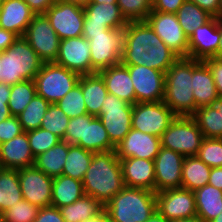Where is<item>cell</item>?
Here are the masks:
<instances>
[{"label":"cell","instance_id":"obj_1","mask_svg":"<svg viewBox=\"0 0 222 222\" xmlns=\"http://www.w3.org/2000/svg\"><path fill=\"white\" fill-rule=\"evenodd\" d=\"M179 57L146 21H131L124 28L122 65H145L164 73Z\"/></svg>","mask_w":222,"mask_h":222},{"label":"cell","instance_id":"obj_2","mask_svg":"<svg viewBox=\"0 0 222 222\" xmlns=\"http://www.w3.org/2000/svg\"><path fill=\"white\" fill-rule=\"evenodd\" d=\"M84 193L106 205L124 187L122 168L115 150L96 152L82 181Z\"/></svg>","mask_w":222,"mask_h":222},{"label":"cell","instance_id":"obj_3","mask_svg":"<svg viewBox=\"0 0 222 222\" xmlns=\"http://www.w3.org/2000/svg\"><path fill=\"white\" fill-rule=\"evenodd\" d=\"M192 86V58L179 57L165 73L163 102L177 116H192L197 107Z\"/></svg>","mask_w":222,"mask_h":222},{"label":"cell","instance_id":"obj_4","mask_svg":"<svg viewBox=\"0 0 222 222\" xmlns=\"http://www.w3.org/2000/svg\"><path fill=\"white\" fill-rule=\"evenodd\" d=\"M104 210L113 222H145L156 210V193L125 186L104 205Z\"/></svg>","mask_w":222,"mask_h":222},{"label":"cell","instance_id":"obj_5","mask_svg":"<svg viewBox=\"0 0 222 222\" xmlns=\"http://www.w3.org/2000/svg\"><path fill=\"white\" fill-rule=\"evenodd\" d=\"M1 83L13 84L33 80L43 65L24 37H18L6 50L0 51Z\"/></svg>","mask_w":222,"mask_h":222},{"label":"cell","instance_id":"obj_6","mask_svg":"<svg viewBox=\"0 0 222 222\" xmlns=\"http://www.w3.org/2000/svg\"><path fill=\"white\" fill-rule=\"evenodd\" d=\"M80 77V74L55 62H44L33 79L36 94L50 104H56L78 84Z\"/></svg>","mask_w":222,"mask_h":222},{"label":"cell","instance_id":"obj_7","mask_svg":"<svg viewBox=\"0 0 222 222\" xmlns=\"http://www.w3.org/2000/svg\"><path fill=\"white\" fill-rule=\"evenodd\" d=\"M203 139V133L192 116H176L160 137L161 147L184 157L197 156Z\"/></svg>","mask_w":222,"mask_h":222},{"label":"cell","instance_id":"obj_8","mask_svg":"<svg viewBox=\"0 0 222 222\" xmlns=\"http://www.w3.org/2000/svg\"><path fill=\"white\" fill-rule=\"evenodd\" d=\"M89 42L92 74L120 64L124 48V29H112L98 35H82Z\"/></svg>","mask_w":222,"mask_h":222},{"label":"cell","instance_id":"obj_9","mask_svg":"<svg viewBox=\"0 0 222 222\" xmlns=\"http://www.w3.org/2000/svg\"><path fill=\"white\" fill-rule=\"evenodd\" d=\"M133 105L108 93L102 102L100 113L96 116L107 130L110 142L116 147L132 128Z\"/></svg>","mask_w":222,"mask_h":222},{"label":"cell","instance_id":"obj_10","mask_svg":"<svg viewBox=\"0 0 222 222\" xmlns=\"http://www.w3.org/2000/svg\"><path fill=\"white\" fill-rule=\"evenodd\" d=\"M176 116L163 101L135 103L131 124L135 130L161 137Z\"/></svg>","mask_w":222,"mask_h":222},{"label":"cell","instance_id":"obj_11","mask_svg":"<svg viewBox=\"0 0 222 222\" xmlns=\"http://www.w3.org/2000/svg\"><path fill=\"white\" fill-rule=\"evenodd\" d=\"M60 40L80 37L83 33L84 8L56 0L44 13Z\"/></svg>","mask_w":222,"mask_h":222},{"label":"cell","instance_id":"obj_12","mask_svg":"<svg viewBox=\"0 0 222 222\" xmlns=\"http://www.w3.org/2000/svg\"><path fill=\"white\" fill-rule=\"evenodd\" d=\"M43 62H55L60 38L44 14L35 15L23 36Z\"/></svg>","mask_w":222,"mask_h":222},{"label":"cell","instance_id":"obj_13","mask_svg":"<svg viewBox=\"0 0 222 222\" xmlns=\"http://www.w3.org/2000/svg\"><path fill=\"white\" fill-rule=\"evenodd\" d=\"M145 21L178 57H188V37L176 14L151 11Z\"/></svg>","mask_w":222,"mask_h":222},{"label":"cell","instance_id":"obj_14","mask_svg":"<svg viewBox=\"0 0 222 222\" xmlns=\"http://www.w3.org/2000/svg\"><path fill=\"white\" fill-rule=\"evenodd\" d=\"M133 82L136 103L164 100L165 73L145 65H124Z\"/></svg>","mask_w":222,"mask_h":222},{"label":"cell","instance_id":"obj_15","mask_svg":"<svg viewBox=\"0 0 222 222\" xmlns=\"http://www.w3.org/2000/svg\"><path fill=\"white\" fill-rule=\"evenodd\" d=\"M156 210L168 221L196 217L195 193L184 188L160 191L156 193Z\"/></svg>","mask_w":222,"mask_h":222},{"label":"cell","instance_id":"obj_16","mask_svg":"<svg viewBox=\"0 0 222 222\" xmlns=\"http://www.w3.org/2000/svg\"><path fill=\"white\" fill-rule=\"evenodd\" d=\"M23 199L39 208L50 207L53 178L35 166L18 170Z\"/></svg>","mask_w":222,"mask_h":222},{"label":"cell","instance_id":"obj_17","mask_svg":"<svg viewBox=\"0 0 222 222\" xmlns=\"http://www.w3.org/2000/svg\"><path fill=\"white\" fill-rule=\"evenodd\" d=\"M184 159L185 157L176 151L160 148L154 159L155 193L181 188Z\"/></svg>","mask_w":222,"mask_h":222},{"label":"cell","instance_id":"obj_18","mask_svg":"<svg viewBox=\"0 0 222 222\" xmlns=\"http://www.w3.org/2000/svg\"><path fill=\"white\" fill-rule=\"evenodd\" d=\"M55 63L80 75L92 74L88 40L83 36L60 40Z\"/></svg>","mask_w":222,"mask_h":222},{"label":"cell","instance_id":"obj_19","mask_svg":"<svg viewBox=\"0 0 222 222\" xmlns=\"http://www.w3.org/2000/svg\"><path fill=\"white\" fill-rule=\"evenodd\" d=\"M161 148L160 137L153 136L133 128L116 146L119 159L137 157L154 161Z\"/></svg>","mask_w":222,"mask_h":222},{"label":"cell","instance_id":"obj_20","mask_svg":"<svg viewBox=\"0 0 222 222\" xmlns=\"http://www.w3.org/2000/svg\"><path fill=\"white\" fill-rule=\"evenodd\" d=\"M220 40L219 20L213 17L188 38V57L203 61L215 57Z\"/></svg>","mask_w":222,"mask_h":222},{"label":"cell","instance_id":"obj_21","mask_svg":"<svg viewBox=\"0 0 222 222\" xmlns=\"http://www.w3.org/2000/svg\"><path fill=\"white\" fill-rule=\"evenodd\" d=\"M35 157L24 131L13 139L0 144V166L3 169L19 170L34 166Z\"/></svg>","mask_w":222,"mask_h":222},{"label":"cell","instance_id":"obj_22","mask_svg":"<svg viewBox=\"0 0 222 222\" xmlns=\"http://www.w3.org/2000/svg\"><path fill=\"white\" fill-rule=\"evenodd\" d=\"M119 160L126 187L145 188L155 192L154 161L137 157Z\"/></svg>","mask_w":222,"mask_h":222},{"label":"cell","instance_id":"obj_23","mask_svg":"<svg viewBox=\"0 0 222 222\" xmlns=\"http://www.w3.org/2000/svg\"><path fill=\"white\" fill-rule=\"evenodd\" d=\"M34 16L24 0H5L0 5V28L23 37Z\"/></svg>","mask_w":222,"mask_h":222},{"label":"cell","instance_id":"obj_24","mask_svg":"<svg viewBox=\"0 0 222 222\" xmlns=\"http://www.w3.org/2000/svg\"><path fill=\"white\" fill-rule=\"evenodd\" d=\"M106 85L108 93L116 95L130 105L136 103V96L129 70L121 63L98 72Z\"/></svg>","mask_w":222,"mask_h":222},{"label":"cell","instance_id":"obj_25","mask_svg":"<svg viewBox=\"0 0 222 222\" xmlns=\"http://www.w3.org/2000/svg\"><path fill=\"white\" fill-rule=\"evenodd\" d=\"M196 107L209 105L218 98L216 86L209 67L192 58V86Z\"/></svg>","mask_w":222,"mask_h":222},{"label":"cell","instance_id":"obj_26","mask_svg":"<svg viewBox=\"0 0 222 222\" xmlns=\"http://www.w3.org/2000/svg\"><path fill=\"white\" fill-rule=\"evenodd\" d=\"M76 145L93 153L116 149L99 117L90 114H85L84 140H80Z\"/></svg>","mask_w":222,"mask_h":222},{"label":"cell","instance_id":"obj_27","mask_svg":"<svg viewBox=\"0 0 222 222\" xmlns=\"http://www.w3.org/2000/svg\"><path fill=\"white\" fill-rule=\"evenodd\" d=\"M84 23L107 24L112 29H124L128 22L117 3H89L84 7Z\"/></svg>","mask_w":222,"mask_h":222},{"label":"cell","instance_id":"obj_28","mask_svg":"<svg viewBox=\"0 0 222 222\" xmlns=\"http://www.w3.org/2000/svg\"><path fill=\"white\" fill-rule=\"evenodd\" d=\"M78 84L83 92L87 113L97 116L100 113L102 102L108 94L102 76L98 72L81 75Z\"/></svg>","mask_w":222,"mask_h":222},{"label":"cell","instance_id":"obj_29","mask_svg":"<svg viewBox=\"0 0 222 222\" xmlns=\"http://www.w3.org/2000/svg\"><path fill=\"white\" fill-rule=\"evenodd\" d=\"M197 216L210 222L222 212V191L206 184L194 191Z\"/></svg>","mask_w":222,"mask_h":222},{"label":"cell","instance_id":"obj_30","mask_svg":"<svg viewBox=\"0 0 222 222\" xmlns=\"http://www.w3.org/2000/svg\"><path fill=\"white\" fill-rule=\"evenodd\" d=\"M84 194L82 181L60 175L53 178L51 206L56 208L67 206Z\"/></svg>","mask_w":222,"mask_h":222},{"label":"cell","instance_id":"obj_31","mask_svg":"<svg viewBox=\"0 0 222 222\" xmlns=\"http://www.w3.org/2000/svg\"><path fill=\"white\" fill-rule=\"evenodd\" d=\"M59 210L65 222H84L99 216L104 211V205L91 195L84 194L74 203L61 207Z\"/></svg>","mask_w":222,"mask_h":222},{"label":"cell","instance_id":"obj_32","mask_svg":"<svg viewBox=\"0 0 222 222\" xmlns=\"http://www.w3.org/2000/svg\"><path fill=\"white\" fill-rule=\"evenodd\" d=\"M69 147V143L61 140L54 147L35 157L34 166L52 178L62 175Z\"/></svg>","mask_w":222,"mask_h":222},{"label":"cell","instance_id":"obj_33","mask_svg":"<svg viewBox=\"0 0 222 222\" xmlns=\"http://www.w3.org/2000/svg\"><path fill=\"white\" fill-rule=\"evenodd\" d=\"M211 167L201 161L198 156H187L182 167L181 188L195 191L208 184Z\"/></svg>","mask_w":222,"mask_h":222},{"label":"cell","instance_id":"obj_34","mask_svg":"<svg viewBox=\"0 0 222 222\" xmlns=\"http://www.w3.org/2000/svg\"><path fill=\"white\" fill-rule=\"evenodd\" d=\"M93 152L83 149L76 144H70L62 175L83 181L85 173L90 166Z\"/></svg>","mask_w":222,"mask_h":222},{"label":"cell","instance_id":"obj_35","mask_svg":"<svg viewBox=\"0 0 222 222\" xmlns=\"http://www.w3.org/2000/svg\"><path fill=\"white\" fill-rule=\"evenodd\" d=\"M176 15L180 26L188 38L193 34L194 30L213 18L208 12L189 0L182 4Z\"/></svg>","mask_w":222,"mask_h":222},{"label":"cell","instance_id":"obj_36","mask_svg":"<svg viewBox=\"0 0 222 222\" xmlns=\"http://www.w3.org/2000/svg\"><path fill=\"white\" fill-rule=\"evenodd\" d=\"M0 189H1V213L9 209L12 205L23 199L18 170H0Z\"/></svg>","mask_w":222,"mask_h":222},{"label":"cell","instance_id":"obj_37","mask_svg":"<svg viewBox=\"0 0 222 222\" xmlns=\"http://www.w3.org/2000/svg\"><path fill=\"white\" fill-rule=\"evenodd\" d=\"M204 138H222V111L208 105L198 107L192 115Z\"/></svg>","mask_w":222,"mask_h":222},{"label":"cell","instance_id":"obj_38","mask_svg":"<svg viewBox=\"0 0 222 222\" xmlns=\"http://www.w3.org/2000/svg\"><path fill=\"white\" fill-rule=\"evenodd\" d=\"M49 106L50 103L47 100L36 94L26 108L18 115L23 131L27 132L40 128Z\"/></svg>","mask_w":222,"mask_h":222},{"label":"cell","instance_id":"obj_39","mask_svg":"<svg viewBox=\"0 0 222 222\" xmlns=\"http://www.w3.org/2000/svg\"><path fill=\"white\" fill-rule=\"evenodd\" d=\"M36 95L34 80H25L11 86L8 106L12 116H18Z\"/></svg>","mask_w":222,"mask_h":222},{"label":"cell","instance_id":"obj_40","mask_svg":"<svg viewBox=\"0 0 222 222\" xmlns=\"http://www.w3.org/2000/svg\"><path fill=\"white\" fill-rule=\"evenodd\" d=\"M69 121L70 118L66 116L57 104H50L40 128L50 131L63 140Z\"/></svg>","mask_w":222,"mask_h":222},{"label":"cell","instance_id":"obj_41","mask_svg":"<svg viewBox=\"0 0 222 222\" xmlns=\"http://www.w3.org/2000/svg\"><path fill=\"white\" fill-rule=\"evenodd\" d=\"M117 5L127 22L145 21L152 11V0H117Z\"/></svg>","mask_w":222,"mask_h":222},{"label":"cell","instance_id":"obj_42","mask_svg":"<svg viewBox=\"0 0 222 222\" xmlns=\"http://www.w3.org/2000/svg\"><path fill=\"white\" fill-rule=\"evenodd\" d=\"M69 118L82 116L87 113L81 86L77 84L60 101L56 103Z\"/></svg>","mask_w":222,"mask_h":222},{"label":"cell","instance_id":"obj_43","mask_svg":"<svg viewBox=\"0 0 222 222\" xmlns=\"http://www.w3.org/2000/svg\"><path fill=\"white\" fill-rule=\"evenodd\" d=\"M29 145L34 157L46 152L58 144L62 139L50 131L42 128L27 131Z\"/></svg>","mask_w":222,"mask_h":222},{"label":"cell","instance_id":"obj_44","mask_svg":"<svg viewBox=\"0 0 222 222\" xmlns=\"http://www.w3.org/2000/svg\"><path fill=\"white\" fill-rule=\"evenodd\" d=\"M197 156L211 168L222 167V138H204Z\"/></svg>","mask_w":222,"mask_h":222},{"label":"cell","instance_id":"obj_45","mask_svg":"<svg viewBox=\"0 0 222 222\" xmlns=\"http://www.w3.org/2000/svg\"><path fill=\"white\" fill-rule=\"evenodd\" d=\"M39 209L38 206L22 199L5 210L3 215L6 222H33Z\"/></svg>","mask_w":222,"mask_h":222},{"label":"cell","instance_id":"obj_46","mask_svg":"<svg viewBox=\"0 0 222 222\" xmlns=\"http://www.w3.org/2000/svg\"><path fill=\"white\" fill-rule=\"evenodd\" d=\"M85 115L70 118L63 141L69 144H77L84 140Z\"/></svg>","mask_w":222,"mask_h":222},{"label":"cell","instance_id":"obj_47","mask_svg":"<svg viewBox=\"0 0 222 222\" xmlns=\"http://www.w3.org/2000/svg\"><path fill=\"white\" fill-rule=\"evenodd\" d=\"M18 116H11L0 122V144L13 139L23 133Z\"/></svg>","mask_w":222,"mask_h":222},{"label":"cell","instance_id":"obj_48","mask_svg":"<svg viewBox=\"0 0 222 222\" xmlns=\"http://www.w3.org/2000/svg\"><path fill=\"white\" fill-rule=\"evenodd\" d=\"M214 79L218 97H222V59L211 57L203 60Z\"/></svg>","mask_w":222,"mask_h":222},{"label":"cell","instance_id":"obj_49","mask_svg":"<svg viewBox=\"0 0 222 222\" xmlns=\"http://www.w3.org/2000/svg\"><path fill=\"white\" fill-rule=\"evenodd\" d=\"M33 222H65L59 208L50 206L40 208Z\"/></svg>","mask_w":222,"mask_h":222},{"label":"cell","instance_id":"obj_50","mask_svg":"<svg viewBox=\"0 0 222 222\" xmlns=\"http://www.w3.org/2000/svg\"><path fill=\"white\" fill-rule=\"evenodd\" d=\"M186 0H152V11L176 14Z\"/></svg>","mask_w":222,"mask_h":222},{"label":"cell","instance_id":"obj_51","mask_svg":"<svg viewBox=\"0 0 222 222\" xmlns=\"http://www.w3.org/2000/svg\"><path fill=\"white\" fill-rule=\"evenodd\" d=\"M10 92V85L0 83V122L12 116L8 106Z\"/></svg>","mask_w":222,"mask_h":222},{"label":"cell","instance_id":"obj_52","mask_svg":"<svg viewBox=\"0 0 222 222\" xmlns=\"http://www.w3.org/2000/svg\"><path fill=\"white\" fill-rule=\"evenodd\" d=\"M35 15L44 14L56 0H24Z\"/></svg>","mask_w":222,"mask_h":222},{"label":"cell","instance_id":"obj_53","mask_svg":"<svg viewBox=\"0 0 222 222\" xmlns=\"http://www.w3.org/2000/svg\"><path fill=\"white\" fill-rule=\"evenodd\" d=\"M198 5L201 9L216 17L218 14L220 0H189Z\"/></svg>","mask_w":222,"mask_h":222},{"label":"cell","instance_id":"obj_54","mask_svg":"<svg viewBox=\"0 0 222 222\" xmlns=\"http://www.w3.org/2000/svg\"><path fill=\"white\" fill-rule=\"evenodd\" d=\"M107 24L84 23L82 35H98L109 30Z\"/></svg>","mask_w":222,"mask_h":222},{"label":"cell","instance_id":"obj_55","mask_svg":"<svg viewBox=\"0 0 222 222\" xmlns=\"http://www.w3.org/2000/svg\"><path fill=\"white\" fill-rule=\"evenodd\" d=\"M17 38L13 32L0 28V51L6 50Z\"/></svg>","mask_w":222,"mask_h":222},{"label":"cell","instance_id":"obj_56","mask_svg":"<svg viewBox=\"0 0 222 222\" xmlns=\"http://www.w3.org/2000/svg\"><path fill=\"white\" fill-rule=\"evenodd\" d=\"M208 184L222 191V167L211 168Z\"/></svg>","mask_w":222,"mask_h":222},{"label":"cell","instance_id":"obj_57","mask_svg":"<svg viewBox=\"0 0 222 222\" xmlns=\"http://www.w3.org/2000/svg\"><path fill=\"white\" fill-rule=\"evenodd\" d=\"M84 222H113V221L111 220V217L104 210L99 216L93 217Z\"/></svg>","mask_w":222,"mask_h":222},{"label":"cell","instance_id":"obj_58","mask_svg":"<svg viewBox=\"0 0 222 222\" xmlns=\"http://www.w3.org/2000/svg\"><path fill=\"white\" fill-rule=\"evenodd\" d=\"M145 222H168V220L161 215L157 210Z\"/></svg>","mask_w":222,"mask_h":222},{"label":"cell","instance_id":"obj_59","mask_svg":"<svg viewBox=\"0 0 222 222\" xmlns=\"http://www.w3.org/2000/svg\"><path fill=\"white\" fill-rule=\"evenodd\" d=\"M219 28H220V40H219L218 50L216 52V58L222 59V20H219Z\"/></svg>","mask_w":222,"mask_h":222},{"label":"cell","instance_id":"obj_60","mask_svg":"<svg viewBox=\"0 0 222 222\" xmlns=\"http://www.w3.org/2000/svg\"><path fill=\"white\" fill-rule=\"evenodd\" d=\"M211 109L214 110H221L222 111V97H218L217 99L213 100L209 105Z\"/></svg>","mask_w":222,"mask_h":222},{"label":"cell","instance_id":"obj_61","mask_svg":"<svg viewBox=\"0 0 222 222\" xmlns=\"http://www.w3.org/2000/svg\"><path fill=\"white\" fill-rule=\"evenodd\" d=\"M65 2H70L75 5L81 6V7H86L92 0H61Z\"/></svg>","mask_w":222,"mask_h":222},{"label":"cell","instance_id":"obj_62","mask_svg":"<svg viewBox=\"0 0 222 222\" xmlns=\"http://www.w3.org/2000/svg\"><path fill=\"white\" fill-rule=\"evenodd\" d=\"M168 222H204V221L200 217L196 216V217L187 218V219L170 220Z\"/></svg>","mask_w":222,"mask_h":222},{"label":"cell","instance_id":"obj_63","mask_svg":"<svg viewBox=\"0 0 222 222\" xmlns=\"http://www.w3.org/2000/svg\"><path fill=\"white\" fill-rule=\"evenodd\" d=\"M90 3H99V4L107 3V4H110V3H117V0H92Z\"/></svg>","mask_w":222,"mask_h":222},{"label":"cell","instance_id":"obj_64","mask_svg":"<svg viewBox=\"0 0 222 222\" xmlns=\"http://www.w3.org/2000/svg\"><path fill=\"white\" fill-rule=\"evenodd\" d=\"M216 18L218 20H222V0H220V6H219V10H218V14H217Z\"/></svg>","mask_w":222,"mask_h":222},{"label":"cell","instance_id":"obj_65","mask_svg":"<svg viewBox=\"0 0 222 222\" xmlns=\"http://www.w3.org/2000/svg\"><path fill=\"white\" fill-rule=\"evenodd\" d=\"M210 222H222V212Z\"/></svg>","mask_w":222,"mask_h":222},{"label":"cell","instance_id":"obj_66","mask_svg":"<svg viewBox=\"0 0 222 222\" xmlns=\"http://www.w3.org/2000/svg\"><path fill=\"white\" fill-rule=\"evenodd\" d=\"M0 222H6L3 213H0Z\"/></svg>","mask_w":222,"mask_h":222},{"label":"cell","instance_id":"obj_67","mask_svg":"<svg viewBox=\"0 0 222 222\" xmlns=\"http://www.w3.org/2000/svg\"><path fill=\"white\" fill-rule=\"evenodd\" d=\"M0 83H1V56H0Z\"/></svg>","mask_w":222,"mask_h":222},{"label":"cell","instance_id":"obj_68","mask_svg":"<svg viewBox=\"0 0 222 222\" xmlns=\"http://www.w3.org/2000/svg\"><path fill=\"white\" fill-rule=\"evenodd\" d=\"M0 201H1V189H0ZM0 213H1V202H0Z\"/></svg>","mask_w":222,"mask_h":222}]
</instances>
